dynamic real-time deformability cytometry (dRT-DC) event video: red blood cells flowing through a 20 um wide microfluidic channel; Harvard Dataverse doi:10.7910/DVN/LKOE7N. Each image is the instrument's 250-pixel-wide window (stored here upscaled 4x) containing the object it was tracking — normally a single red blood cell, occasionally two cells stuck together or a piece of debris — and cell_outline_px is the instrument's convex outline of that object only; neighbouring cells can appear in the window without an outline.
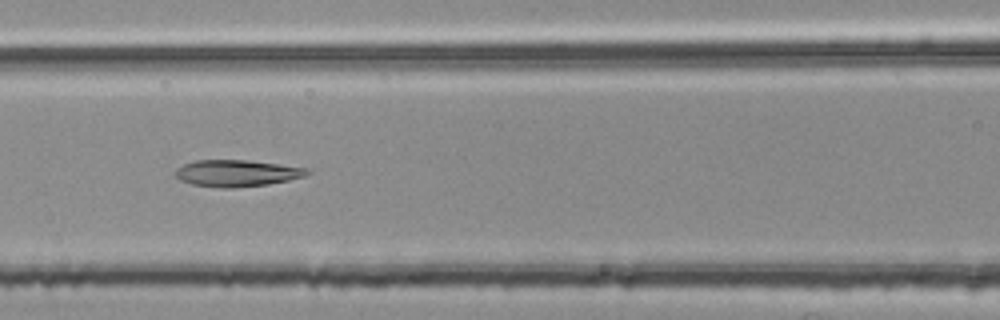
{"species": "common noctule bat (a hibernating species)", "species_latin": "Nyctalus noctula", "temperature_condition": "room temperature", "stored_images_in_passage": 42, "camera_frame_rate_fps": 3000, "um_per_image_px": 0.085, "animal": {"sex": "female", "body_mass_g": 25.1}, "frame": {"image": 1, "passage_image": 12, "time_ms": 3.667, "image_size_px": [1000, 320], "cell_outline_px": [[312, 172], [304, 176], [288, 180], [268, 184], [232, 188], [220, 188], [192, 184], [180, 180], [176, 176], [176, 168], [184, 164], [196, 160], [244, 160], [308, 168]], "centroid_in_image_um": [20.12, 14.72], "position_along_channel_um": 146.5, "area_um2": 20.29}}
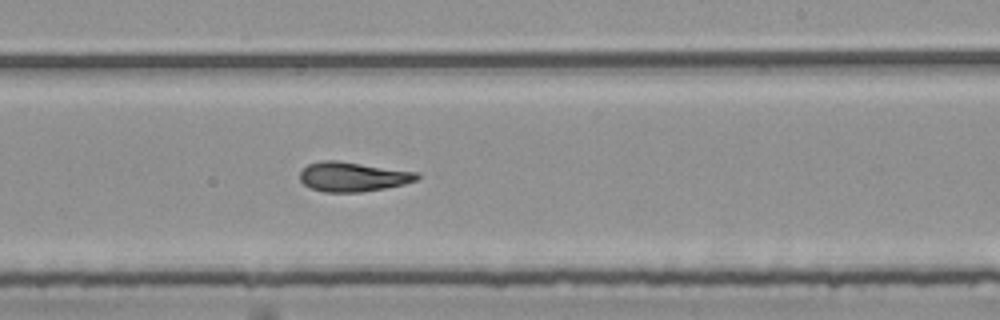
{"frame": {"image": 2, "passage_image": 21, "time_ms": 6.667, "image_size_px": [1000, 320], "cell_outline_px": [[420, 176], [416, 180], [404, 184], [384, 188], [360, 192], [324, 192], [312, 188], [304, 184], [300, 180], [300, 172], [308, 164], [320, 160], [336, 160], [416, 172]], "centroid_in_image_um": [29.96, 15.02], "position_along_channel_um": 259.0, "area_um2": 19.94}}
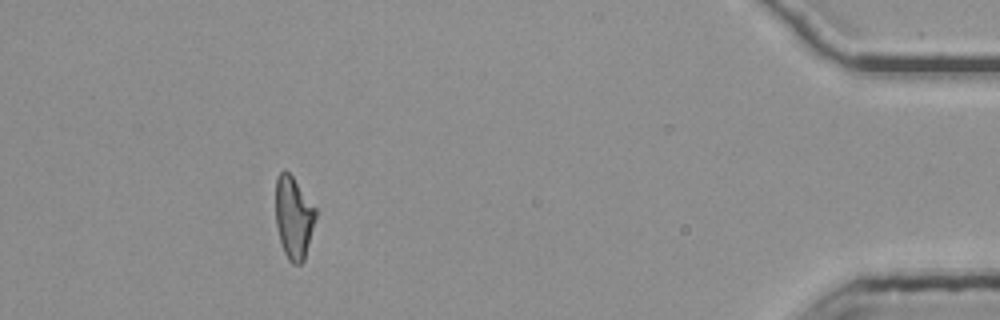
{"frame": {"image": 3, "passage_image": 38, "time_ms": 12.333, "image_size_px": [1000, 320], "cell_outline_px": [[316, 216], [304, 260], [300, 264], [292, 264], [288, 260], [284, 252], [280, 240], [276, 224], [276, 176], [284, 168], [292, 176], [316, 208]], "centroid_in_image_um": [24.95, 18.48], "position_along_channel_um": 410.3, "area_um2": 19.07}, "authors_computed_cell_mechanics": {"area_um2": 20.0277, "velocity_mm_per_s": 3.7782, "shape_relaxation_time_tau1_ms": 7.791, "shape_relaxation_time_tau2_ms": 3.2469, "deformation_change_tau1": 0.2131, "deformation_change_tau2": 0.1092}}